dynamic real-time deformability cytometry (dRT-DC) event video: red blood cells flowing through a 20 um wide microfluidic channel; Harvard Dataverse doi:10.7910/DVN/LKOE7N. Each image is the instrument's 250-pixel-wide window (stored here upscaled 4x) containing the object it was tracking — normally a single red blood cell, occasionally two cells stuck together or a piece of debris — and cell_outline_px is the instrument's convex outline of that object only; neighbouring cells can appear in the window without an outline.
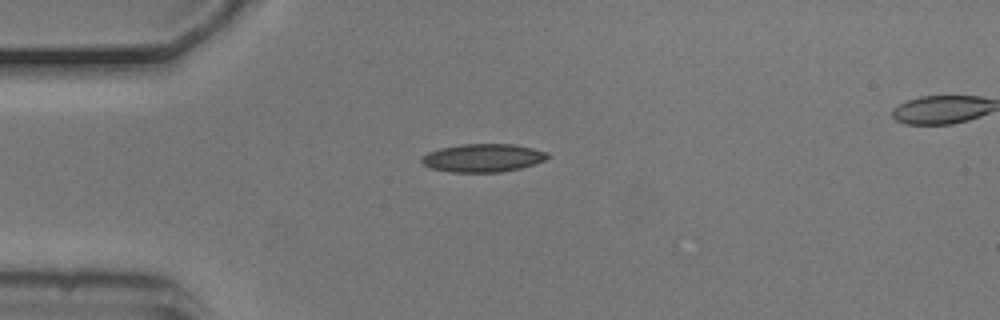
{"species": "common noctule bat (a hibernating species)", "species_latin": "Nyctalus noctula", "temperature_condition": "cold", "stored_images_in_passage": 3, "camera_frame_rate_fps": 3000, "um_per_image_px": 0.085, "animal": {"sex": "male", "body_mass_g": 20.5, "forearm_length_mm": 52.5}, "frame": {"image": 1, "passage_image": 1, "time_ms": 0.0, "image_size_px": [1000, 320], "cell_outline_px": [[552, 156], [544, 160], [520, 168], [500, 172], [452, 172], [432, 168], [424, 164], [420, 160], [420, 156], [428, 152], [440, 148], [460, 144], [512, 144], [532, 148], [548, 152]], "centroid_in_image_um": [41.04, 13.41], "position_along_channel_um": 44.0, "area_um2": 20.63}}
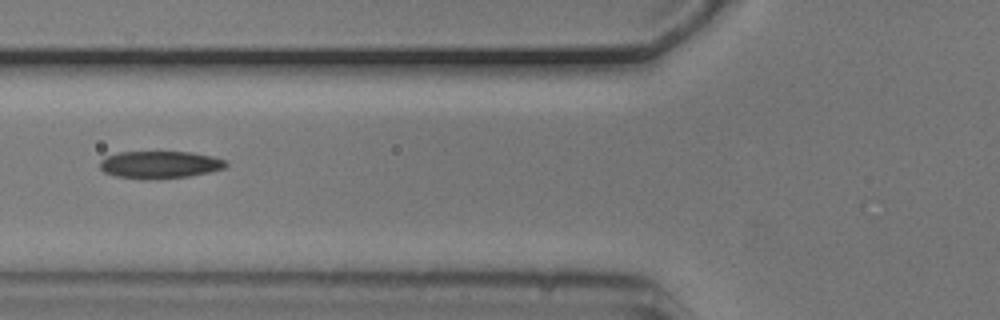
{"frame": {"image": 2, "passage_image": 3, "time_ms": 0.667, "image_size_px": [1000, 320], "cell_outline_px": [[228, 164], [224, 168], [208, 172], [188, 176], [156, 180], [140, 180], [116, 176], [104, 172], [100, 168], [100, 160], [108, 156], [120, 152], [192, 152], [212, 156], [228, 160]], "centroid_in_image_um": [13.59, 14.01], "position_along_channel_um": 112.2, "area_um2": 20.35}}